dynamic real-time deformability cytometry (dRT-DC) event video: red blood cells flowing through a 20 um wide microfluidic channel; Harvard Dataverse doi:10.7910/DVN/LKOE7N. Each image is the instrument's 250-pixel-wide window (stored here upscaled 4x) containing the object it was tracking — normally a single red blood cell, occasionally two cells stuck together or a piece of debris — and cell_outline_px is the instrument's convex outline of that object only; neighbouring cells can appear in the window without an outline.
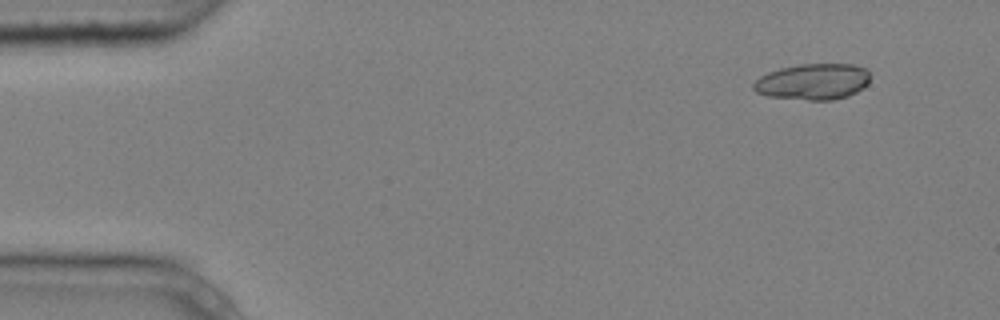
{"species": "common noctule bat (a hibernating species)", "species_latin": "Nyctalus noctula", "temperature_condition": "cold", "stored_images_in_passage": 4, "camera_frame_rate_fps": 3000, "um_per_image_px": 0.085, "animal": {"sex": "male", "body_mass_g": 20.4}, "frame": {"image": 1, "passage_image": 1, "time_ms": 0.0, "image_size_px": [1000, 320], "cell_outline_px": [[868, 84], [856, 92], [848, 96], [832, 100], [808, 100], [768, 96], [756, 92], [752, 88], [752, 84], [760, 76], [768, 72], [780, 68], [800, 64], [856, 64], [868, 68]], "centroid_in_image_um": [69.11, 6.93], "position_along_channel_um": 15.9, "area_um2": 24.68}}
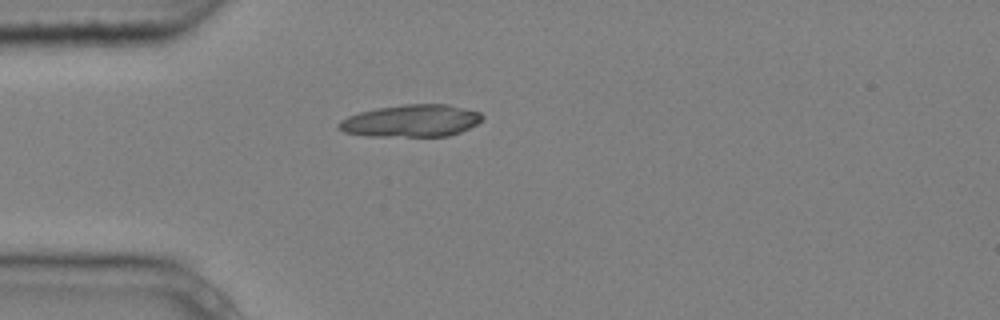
{"frame": {"image": 2, "passage_image": 4, "time_ms": 1.0, "image_size_px": [1000, 320], "cell_outline_px": [[484, 120], [460, 132], [448, 136], [368, 136], [344, 132], [336, 128], [336, 124], [340, 120], [348, 116], [360, 112], [376, 108], [404, 104], [448, 104], [480, 112], [484, 116]], "centroid_in_image_um": [34.94, 10.26], "position_along_channel_um": 50.1, "area_um2": 27.11}}